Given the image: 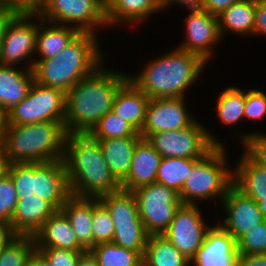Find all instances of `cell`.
Segmentation results:
<instances>
[{
  "mask_svg": "<svg viewBox=\"0 0 266 266\" xmlns=\"http://www.w3.org/2000/svg\"><path fill=\"white\" fill-rule=\"evenodd\" d=\"M92 139L123 138L141 136L128 122L115 114L107 112L88 133Z\"/></svg>",
  "mask_w": 266,
  "mask_h": 266,
  "instance_id": "34",
  "label": "cell"
},
{
  "mask_svg": "<svg viewBox=\"0 0 266 266\" xmlns=\"http://www.w3.org/2000/svg\"><path fill=\"white\" fill-rule=\"evenodd\" d=\"M238 138L243 143V153L253 163L266 169V133H240Z\"/></svg>",
  "mask_w": 266,
  "mask_h": 266,
  "instance_id": "38",
  "label": "cell"
},
{
  "mask_svg": "<svg viewBox=\"0 0 266 266\" xmlns=\"http://www.w3.org/2000/svg\"><path fill=\"white\" fill-rule=\"evenodd\" d=\"M33 239L35 247H64L71 251H87L79 243L62 210H56L33 235Z\"/></svg>",
  "mask_w": 266,
  "mask_h": 266,
  "instance_id": "21",
  "label": "cell"
},
{
  "mask_svg": "<svg viewBox=\"0 0 266 266\" xmlns=\"http://www.w3.org/2000/svg\"><path fill=\"white\" fill-rule=\"evenodd\" d=\"M89 252L97 260L99 266H143V256L113 242L93 246Z\"/></svg>",
  "mask_w": 266,
  "mask_h": 266,
  "instance_id": "32",
  "label": "cell"
},
{
  "mask_svg": "<svg viewBox=\"0 0 266 266\" xmlns=\"http://www.w3.org/2000/svg\"><path fill=\"white\" fill-rule=\"evenodd\" d=\"M237 266H266V253L239 254Z\"/></svg>",
  "mask_w": 266,
  "mask_h": 266,
  "instance_id": "47",
  "label": "cell"
},
{
  "mask_svg": "<svg viewBox=\"0 0 266 266\" xmlns=\"http://www.w3.org/2000/svg\"><path fill=\"white\" fill-rule=\"evenodd\" d=\"M162 156L147 139H141L135 148L128 177L121 190L133 192L139 187L156 182Z\"/></svg>",
  "mask_w": 266,
  "mask_h": 266,
  "instance_id": "20",
  "label": "cell"
},
{
  "mask_svg": "<svg viewBox=\"0 0 266 266\" xmlns=\"http://www.w3.org/2000/svg\"><path fill=\"white\" fill-rule=\"evenodd\" d=\"M141 139L142 136L94 139L99 142L111 174L120 185L128 177L136 145Z\"/></svg>",
  "mask_w": 266,
  "mask_h": 266,
  "instance_id": "24",
  "label": "cell"
},
{
  "mask_svg": "<svg viewBox=\"0 0 266 266\" xmlns=\"http://www.w3.org/2000/svg\"><path fill=\"white\" fill-rule=\"evenodd\" d=\"M97 34L80 32L59 54L49 59H34L35 82L57 88L65 94L90 76L106 60Z\"/></svg>",
  "mask_w": 266,
  "mask_h": 266,
  "instance_id": "4",
  "label": "cell"
},
{
  "mask_svg": "<svg viewBox=\"0 0 266 266\" xmlns=\"http://www.w3.org/2000/svg\"><path fill=\"white\" fill-rule=\"evenodd\" d=\"M99 203V198L71 196L61 208L68 217L79 243L87 251L93 247L91 222L93 209Z\"/></svg>",
  "mask_w": 266,
  "mask_h": 266,
  "instance_id": "27",
  "label": "cell"
},
{
  "mask_svg": "<svg viewBox=\"0 0 266 266\" xmlns=\"http://www.w3.org/2000/svg\"><path fill=\"white\" fill-rule=\"evenodd\" d=\"M26 266H50L47 260L35 250L32 255L29 257Z\"/></svg>",
  "mask_w": 266,
  "mask_h": 266,
  "instance_id": "50",
  "label": "cell"
},
{
  "mask_svg": "<svg viewBox=\"0 0 266 266\" xmlns=\"http://www.w3.org/2000/svg\"><path fill=\"white\" fill-rule=\"evenodd\" d=\"M108 68L102 64L66 93L64 127L67 134H88L112 110L118 90L129 78L125 71Z\"/></svg>",
  "mask_w": 266,
  "mask_h": 266,
  "instance_id": "1",
  "label": "cell"
},
{
  "mask_svg": "<svg viewBox=\"0 0 266 266\" xmlns=\"http://www.w3.org/2000/svg\"><path fill=\"white\" fill-rule=\"evenodd\" d=\"M50 266H77L81 255L87 251H71L64 247H36Z\"/></svg>",
  "mask_w": 266,
  "mask_h": 266,
  "instance_id": "41",
  "label": "cell"
},
{
  "mask_svg": "<svg viewBox=\"0 0 266 266\" xmlns=\"http://www.w3.org/2000/svg\"><path fill=\"white\" fill-rule=\"evenodd\" d=\"M266 117V93L260 89L245 90L244 119L263 120Z\"/></svg>",
  "mask_w": 266,
  "mask_h": 266,
  "instance_id": "42",
  "label": "cell"
},
{
  "mask_svg": "<svg viewBox=\"0 0 266 266\" xmlns=\"http://www.w3.org/2000/svg\"><path fill=\"white\" fill-rule=\"evenodd\" d=\"M240 0H199V5L214 16L220 15L228 9L232 4Z\"/></svg>",
  "mask_w": 266,
  "mask_h": 266,
  "instance_id": "44",
  "label": "cell"
},
{
  "mask_svg": "<svg viewBox=\"0 0 266 266\" xmlns=\"http://www.w3.org/2000/svg\"><path fill=\"white\" fill-rule=\"evenodd\" d=\"M198 159H187L181 157L162 158L156 182L180 193L186 179L191 171L192 165Z\"/></svg>",
  "mask_w": 266,
  "mask_h": 266,
  "instance_id": "33",
  "label": "cell"
},
{
  "mask_svg": "<svg viewBox=\"0 0 266 266\" xmlns=\"http://www.w3.org/2000/svg\"><path fill=\"white\" fill-rule=\"evenodd\" d=\"M16 235L11 230L10 224L0 220V249H2Z\"/></svg>",
  "mask_w": 266,
  "mask_h": 266,
  "instance_id": "49",
  "label": "cell"
},
{
  "mask_svg": "<svg viewBox=\"0 0 266 266\" xmlns=\"http://www.w3.org/2000/svg\"><path fill=\"white\" fill-rule=\"evenodd\" d=\"M157 3L160 7V10L165 11L166 9L168 10L170 7H172V4L173 6L175 4L176 6L179 5V7L180 5H182L186 8L189 6L197 5L199 3V0H157Z\"/></svg>",
  "mask_w": 266,
  "mask_h": 266,
  "instance_id": "48",
  "label": "cell"
},
{
  "mask_svg": "<svg viewBox=\"0 0 266 266\" xmlns=\"http://www.w3.org/2000/svg\"><path fill=\"white\" fill-rule=\"evenodd\" d=\"M150 98L128 80L117 92L112 111L128 122L138 133L146 117Z\"/></svg>",
  "mask_w": 266,
  "mask_h": 266,
  "instance_id": "26",
  "label": "cell"
},
{
  "mask_svg": "<svg viewBox=\"0 0 266 266\" xmlns=\"http://www.w3.org/2000/svg\"><path fill=\"white\" fill-rule=\"evenodd\" d=\"M239 254L266 253V221L255 226L237 242Z\"/></svg>",
  "mask_w": 266,
  "mask_h": 266,
  "instance_id": "39",
  "label": "cell"
},
{
  "mask_svg": "<svg viewBox=\"0 0 266 266\" xmlns=\"http://www.w3.org/2000/svg\"><path fill=\"white\" fill-rule=\"evenodd\" d=\"M77 266H99V265L94 256L89 251H87L81 255V257L78 260Z\"/></svg>",
  "mask_w": 266,
  "mask_h": 266,
  "instance_id": "51",
  "label": "cell"
},
{
  "mask_svg": "<svg viewBox=\"0 0 266 266\" xmlns=\"http://www.w3.org/2000/svg\"><path fill=\"white\" fill-rule=\"evenodd\" d=\"M67 132L61 121L7 125L0 148L8 164L63 159Z\"/></svg>",
  "mask_w": 266,
  "mask_h": 266,
  "instance_id": "5",
  "label": "cell"
},
{
  "mask_svg": "<svg viewBox=\"0 0 266 266\" xmlns=\"http://www.w3.org/2000/svg\"><path fill=\"white\" fill-rule=\"evenodd\" d=\"M139 216L149 235H162L182 205L179 193L154 182L133 191Z\"/></svg>",
  "mask_w": 266,
  "mask_h": 266,
  "instance_id": "10",
  "label": "cell"
},
{
  "mask_svg": "<svg viewBox=\"0 0 266 266\" xmlns=\"http://www.w3.org/2000/svg\"><path fill=\"white\" fill-rule=\"evenodd\" d=\"M8 162L4 157L3 151L0 148V178L6 173L7 171Z\"/></svg>",
  "mask_w": 266,
  "mask_h": 266,
  "instance_id": "53",
  "label": "cell"
},
{
  "mask_svg": "<svg viewBox=\"0 0 266 266\" xmlns=\"http://www.w3.org/2000/svg\"><path fill=\"white\" fill-rule=\"evenodd\" d=\"M50 23L72 26L80 32L98 34L106 24L105 0H45L37 11Z\"/></svg>",
  "mask_w": 266,
  "mask_h": 266,
  "instance_id": "9",
  "label": "cell"
},
{
  "mask_svg": "<svg viewBox=\"0 0 266 266\" xmlns=\"http://www.w3.org/2000/svg\"><path fill=\"white\" fill-rule=\"evenodd\" d=\"M35 250L32 236L16 235L0 249V266H26Z\"/></svg>",
  "mask_w": 266,
  "mask_h": 266,
  "instance_id": "35",
  "label": "cell"
},
{
  "mask_svg": "<svg viewBox=\"0 0 266 266\" xmlns=\"http://www.w3.org/2000/svg\"><path fill=\"white\" fill-rule=\"evenodd\" d=\"M217 118L225 126L239 124L244 120L245 90L238 86H229L221 90L215 102Z\"/></svg>",
  "mask_w": 266,
  "mask_h": 266,
  "instance_id": "31",
  "label": "cell"
},
{
  "mask_svg": "<svg viewBox=\"0 0 266 266\" xmlns=\"http://www.w3.org/2000/svg\"><path fill=\"white\" fill-rule=\"evenodd\" d=\"M18 200L13 181L5 173L0 178V220L10 224Z\"/></svg>",
  "mask_w": 266,
  "mask_h": 266,
  "instance_id": "40",
  "label": "cell"
},
{
  "mask_svg": "<svg viewBox=\"0 0 266 266\" xmlns=\"http://www.w3.org/2000/svg\"><path fill=\"white\" fill-rule=\"evenodd\" d=\"M114 222L112 242L118 246L144 254L149 234L139 216L133 192L119 190L99 197Z\"/></svg>",
  "mask_w": 266,
  "mask_h": 266,
  "instance_id": "7",
  "label": "cell"
},
{
  "mask_svg": "<svg viewBox=\"0 0 266 266\" xmlns=\"http://www.w3.org/2000/svg\"><path fill=\"white\" fill-rule=\"evenodd\" d=\"M187 98L168 97L150 99L146 110L144 125L139 132L143 139L151 134L186 129L197 119L187 108Z\"/></svg>",
  "mask_w": 266,
  "mask_h": 266,
  "instance_id": "15",
  "label": "cell"
},
{
  "mask_svg": "<svg viewBox=\"0 0 266 266\" xmlns=\"http://www.w3.org/2000/svg\"><path fill=\"white\" fill-rule=\"evenodd\" d=\"M198 205L182 204L176 211L172 222L163 232L169 240L187 259L191 260L202 246L211 225L206 223Z\"/></svg>",
  "mask_w": 266,
  "mask_h": 266,
  "instance_id": "13",
  "label": "cell"
},
{
  "mask_svg": "<svg viewBox=\"0 0 266 266\" xmlns=\"http://www.w3.org/2000/svg\"><path fill=\"white\" fill-rule=\"evenodd\" d=\"M91 229L93 246L112 242L114 237V222L110 212L101 202L93 209Z\"/></svg>",
  "mask_w": 266,
  "mask_h": 266,
  "instance_id": "37",
  "label": "cell"
},
{
  "mask_svg": "<svg viewBox=\"0 0 266 266\" xmlns=\"http://www.w3.org/2000/svg\"><path fill=\"white\" fill-rule=\"evenodd\" d=\"M80 31L72 26L59 25L43 20L38 14L36 58L49 59L59 54Z\"/></svg>",
  "mask_w": 266,
  "mask_h": 266,
  "instance_id": "28",
  "label": "cell"
},
{
  "mask_svg": "<svg viewBox=\"0 0 266 266\" xmlns=\"http://www.w3.org/2000/svg\"><path fill=\"white\" fill-rule=\"evenodd\" d=\"M17 13L18 11L14 7L0 0V46L2 44L7 25Z\"/></svg>",
  "mask_w": 266,
  "mask_h": 266,
  "instance_id": "45",
  "label": "cell"
},
{
  "mask_svg": "<svg viewBox=\"0 0 266 266\" xmlns=\"http://www.w3.org/2000/svg\"><path fill=\"white\" fill-rule=\"evenodd\" d=\"M55 211L48 201L38 196L20 197L10 221L11 230L15 235L33 237Z\"/></svg>",
  "mask_w": 266,
  "mask_h": 266,
  "instance_id": "19",
  "label": "cell"
},
{
  "mask_svg": "<svg viewBox=\"0 0 266 266\" xmlns=\"http://www.w3.org/2000/svg\"><path fill=\"white\" fill-rule=\"evenodd\" d=\"M255 0H240L218 15L219 32L224 40L225 33L253 36ZM228 31V32H227ZM232 32V33H231Z\"/></svg>",
  "mask_w": 266,
  "mask_h": 266,
  "instance_id": "29",
  "label": "cell"
},
{
  "mask_svg": "<svg viewBox=\"0 0 266 266\" xmlns=\"http://www.w3.org/2000/svg\"><path fill=\"white\" fill-rule=\"evenodd\" d=\"M190 266H237L236 240L214 221Z\"/></svg>",
  "mask_w": 266,
  "mask_h": 266,
  "instance_id": "18",
  "label": "cell"
},
{
  "mask_svg": "<svg viewBox=\"0 0 266 266\" xmlns=\"http://www.w3.org/2000/svg\"><path fill=\"white\" fill-rule=\"evenodd\" d=\"M12 7H14L18 12H37L45 0H1Z\"/></svg>",
  "mask_w": 266,
  "mask_h": 266,
  "instance_id": "46",
  "label": "cell"
},
{
  "mask_svg": "<svg viewBox=\"0 0 266 266\" xmlns=\"http://www.w3.org/2000/svg\"><path fill=\"white\" fill-rule=\"evenodd\" d=\"M6 173L13 181L18 198L34 195V163L8 164Z\"/></svg>",
  "mask_w": 266,
  "mask_h": 266,
  "instance_id": "36",
  "label": "cell"
},
{
  "mask_svg": "<svg viewBox=\"0 0 266 266\" xmlns=\"http://www.w3.org/2000/svg\"><path fill=\"white\" fill-rule=\"evenodd\" d=\"M200 56L177 47L145 63L129 80L150 99L187 97L207 67Z\"/></svg>",
  "mask_w": 266,
  "mask_h": 266,
  "instance_id": "2",
  "label": "cell"
},
{
  "mask_svg": "<svg viewBox=\"0 0 266 266\" xmlns=\"http://www.w3.org/2000/svg\"><path fill=\"white\" fill-rule=\"evenodd\" d=\"M186 10L189 14L184 18L185 40L177 48L196 54L209 64L215 53L214 47L222 40L218 16L205 11L199 4L186 7Z\"/></svg>",
  "mask_w": 266,
  "mask_h": 266,
  "instance_id": "14",
  "label": "cell"
},
{
  "mask_svg": "<svg viewBox=\"0 0 266 266\" xmlns=\"http://www.w3.org/2000/svg\"><path fill=\"white\" fill-rule=\"evenodd\" d=\"M7 128V112L0 106V143Z\"/></svg>",
  "mask_w": 266,
  "mask_h": 266,
  "instance_id": "52",
  "label": "cell"
},
{
  "mask_svg": "<svg viewBox=\"0 0 266 266\" xmlns=\"http://www.w3.org/2000/svg\"><path fill=\"white\" fill-rule=\"evenodd\" d=\"M143 266H190L187 259L163 235H149L143 254Z\"/></svg>",
  "mask_w": 266,
  "mask_h": 266,
  "instance_id": "30",
  "label": "cell"
},
{
  "mask_svg": "<svg viewBox=\"0 0 266 266\" xmlns=\"http://www.w3.org/2000/svg\"><path fill=\"white\" fill-rule=\"evenodd\" d=\"M225 147V145H216L192 165L179 193L182 204L197 205L200 201L215 199L221 201L226 196L233 185L234 169L229 166L227 159L229 156Z\"/></svg>",
  "mask_w": 266,
  "mask_h": 266,
  "instance_id": "6",
  "label": "cell"
},
{
  "mask_svg": "<svg viewBox=\"0 0 266 266\" xmlns=\"http://www.w3.org/2000/svg\"><path fill=\"white\" fill-rule=\"evenodd\" d=\"M253 35H266V0H255Z\"/></svg>",
  "mask_w": 266,
  "mask_h": 266,
  "instance_id": "43",
  "label": "cell"
},
{
  "mask_svg": "<svg viewBox=\"0 0 266 266\" xmlns=\"http://www.w3.org/2000/svg\"><path fill=\"white\" fill-rule=\"evenodd\" d=\"M34 81L32 70L0 64V106L8 112L26 98Z\"/></svg>",
  "mask_w": 266,
  "mask_h": 266,
  "instance_id": "23",
  "label": "cell"
},
{
  "mask_svg": "<svg viewBox=\"0 0 266 266\" xmlns=\"http://www.w3.org/2000/svg\"><path fill=\"white\" fill-rule=\"evenodd\" d=\"M234 169L233 184L253 198L266 218V169L253 163L244 153Z\"/></svg>",
  "mask_w": 266,
  "mask_h": 266,
  "instance_id": "25",
  "label": "cell"
},
{
  "mask_svg": "<svg viewBox=\"0 0 266 266\" xmlns=\"http://www.w3.org/2000/svg\"><path fill=\"white\" fill-rule=\"evenodd\" d=\"M200 122L196 120L186 129L151 134L147 140L162 158L201 159L216 145L225 144Z\"/></svg>",
  "mask_w": 266,
  "mask_h": 266,
  "instance_id": "8",
  "label": "cell"
},
{
  "mask_svg": "<svg viewBox=\"0 0 266 266\" xmlns=\"http://www.w3.org/2000/svg\"><path fill=\"white\" fill-rule=\"evenodd\" d=\"M225 215L217 223L238 242L245 234L263 223L265 217L258 208L257 202L245 195L234 184L220 202Z\"/></svg>",
  "mask_w": 266,
  "mask_h": 266,
  "instance_id": "16",
  "label": "cell"
},
{
  "mask_svg": "<svg viewBox=\"0 0 266 266\" xmlns=\"http://www.w3.org/2000/svg\"><path fill=\"white\" fill-rule=\"evenodd\" d=\"M37 34L38 13L18 12L6 27L0 46V64L32 70L35 62L33 57H35ZM25 61L27 65L23 64Z\"/></svg>",
  "mask_w": 266,
  "mask_h": 266,
  "instance_id": "12",
  "label": "cell"
},
{
  "mask_svg": "<svg viewBox=\"0 0 266 266\" xmlns=\"http://www.w3.org/2000/svg\"><path fill=\"white\" fill-rule=\"evenodd\" d=\"M63 161L72 196L99 198L121 190L99 142L88 134H67Z\"/></svg>",
  "mask_w": 266,
  "mask_h": 266,
  "instance_id": "3",
  "label": "cell"
},
{
  "mask_svg": "<svg viewBox=\"0 0 266 266\" xmlns=\"http://www.w3.org/2000/svg\"><path fill=\"white\" fill-rule=\"evenodd\" d=\"M34 195L61 210L72 196L63 159L34 163Z\"/></svg>",
  "mask_w": 266,
  "mask_h": 266,
  "instance_id": "17",
  "label": "cell"
},
{
  "mask_svg": "<svg viewBox=\"0 0 266 266\" xmlns=\"http://www.w3.org/2000/svg\"><path fill=\"white\" fill-rule=\"evenodd\" d=\"M66 94L34 81L24 100L7 112V125H25L65 119Z\"/></svg>",
  "mask_w": 266,
  "mask_h": 266,
  "instance_id": "11",
  "label": "cell"
},
{
  "mask_svg": "<svg viewBox=\"0 0 266 266\" xmlns=\"http://www.w3.org/2000/svg\"><path fill=\"white\" fill-rule=\"evenodd\" d=\"M161 12L157 0H105L106 24L139 26L151 15Z\"/></svg>",
  "mask_w": 266,
  "mask_h": 266,
  "instance_id": "22",
  "label": "cell"
}]
</instances>
